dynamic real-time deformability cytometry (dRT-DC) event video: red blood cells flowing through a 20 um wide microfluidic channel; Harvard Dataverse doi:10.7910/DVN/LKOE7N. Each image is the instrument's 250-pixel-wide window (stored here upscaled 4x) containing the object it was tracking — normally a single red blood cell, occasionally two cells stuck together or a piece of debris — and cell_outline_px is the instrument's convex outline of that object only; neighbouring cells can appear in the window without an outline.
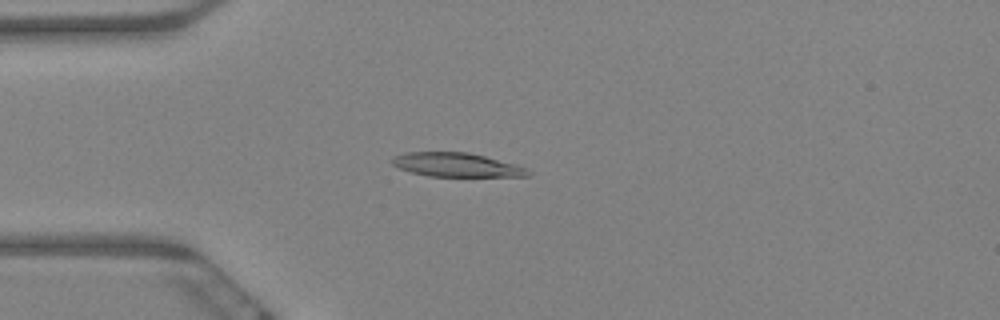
{"species": "Egyptian fruit bat (a non-hibernating species)", "species_latin": "Rousettus aegyptiacus", "temperature_condition": "warm", "stored_images_in_passage": 49, "camera_frame_rate_fps": 3000, "um_per_image_px": 0.085, "animal": {"sex": "female"}, "frame": {"image": 1, "passage_image": 5, "time_ms": 1.333, "image_size_px": [1000, 320], "cell_outline_px": [[532, 172], [528, 176], [428, 176], [412, 172], [400, 168], [392, 164], [392, 156], [404, 152], [468, 152], [484, 156], [512, 164], [524, 168]], "centroid_in_image_um": [38.73, 14.0], "position_along_channel_um": 46.3, "area_um2": 18.61}}
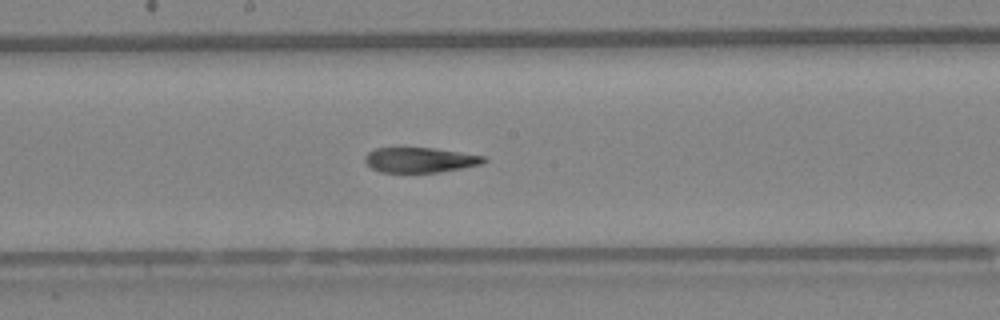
{"frame": {"image": 2, "passage_image": 21, "time_ms": 6.667, "image_size_px": [1000, 320], "cell_outline_px": [[488, 160], [484, 164], [440, 172], [380, 172], [372, 168], [364, 160], [364, 156], [368, 152], [376, 148], [432, 148], [460, 152], [484, 156]], "centroid_in_image_um": [35.72, 13.6], "position_along_channel_um": 212.5, "area_um2": 17.34}}
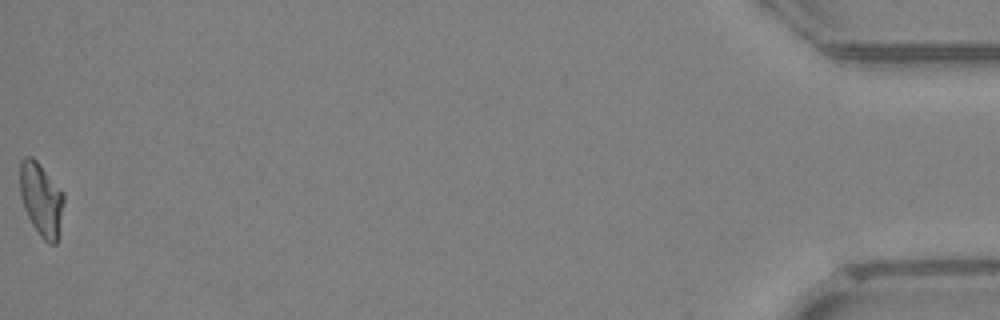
{"frame": {"image": 3, "passage_image": 49, "time_ms": 16.0, "image_size_px": [1000, 320], "cell_outline_px": [[64, 200], [56, 244], [48, 244], [40, 236], [32, 224], [24, 208], [20, 196], [20, 160], [24, 156], [32, 156], [40, 164], [64, 192]], "centroid_in_image_um": [3.49, 16.91], "position_along_channel_um": 431.7, "area_um2": 18.73}, "authors_computed_cell_mechanics": {"area_um2": 18.785, "velocity_mm_per_s": 3.4412, "shape_relaxation_time_tau1_ms": null, "shape_relaxation_time_tau2_ms": 3.8595, "deformation_change_tau1": null, "deformation_change_tau2": 0.1215}}